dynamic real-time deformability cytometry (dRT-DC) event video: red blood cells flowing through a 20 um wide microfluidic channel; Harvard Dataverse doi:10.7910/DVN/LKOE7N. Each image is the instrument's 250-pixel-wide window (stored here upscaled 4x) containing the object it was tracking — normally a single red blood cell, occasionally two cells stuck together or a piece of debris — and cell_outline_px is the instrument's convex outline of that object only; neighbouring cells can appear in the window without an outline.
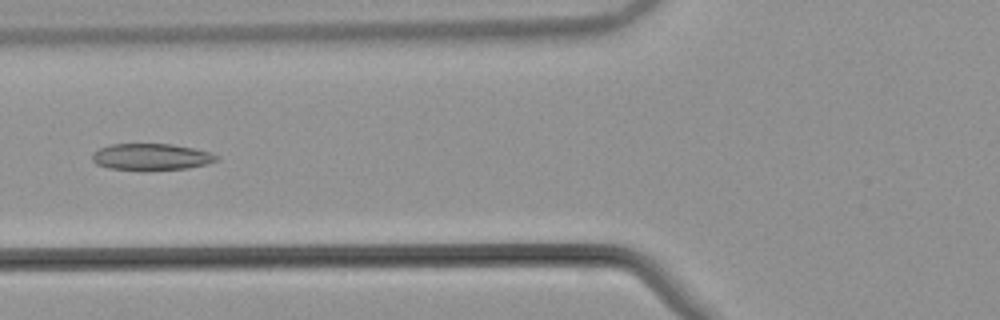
{"species": "common noctule bat (a hibernating species)", "species_latin": "Nyctalus noctula", "temperature_condition": "warm", "stored_images_in_passage": 43, "camera_frame_rate_fps": 3000, "um_per_image_px": 0.085, "animal": {"sex": "male", "body_mass_g": 21.5, "forearm_length_mm": 52.0}, "frame": {"image": 1, "passage_image": 18, "time_ms": 5.667, "image_size_px": [1000, 320], "cell_outline_px": [[220, 156], [216, 160], [204, 164], [188, 168], [144, 172], [108, 168], [96, 164], [92, 160], [92, 152], [100, 148], [112, 144], [172, 144], [192, 148], [208, 152]], "centroid_in_image_um": [12.8, 13.36], "position_along_channel_um": 113.0, "area_um2": 19.59}}
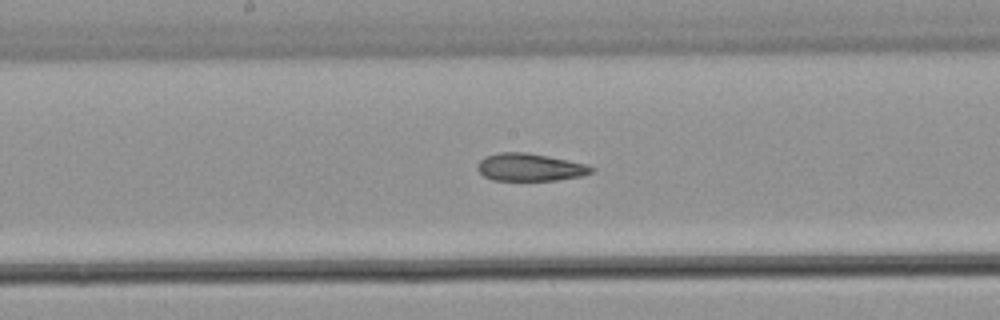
{"frame": {"image": 2, "passage_image": 25, "time_ms": 8.0, "image_size_px": [1000, 320], "cell_outline_px": [[592, 172], [580, 176], [556, 180], [492, 180], [484, 176], [476, 168], [476, 164], [484, 156], [500, 152], [524, 152], [548, 156], [568, 160], [584, 164], [592, 168]], "centroid_in_image_um": [44.96, 14.21], "position_along_channel_um": 203.2, "area_um2": 18.15}}
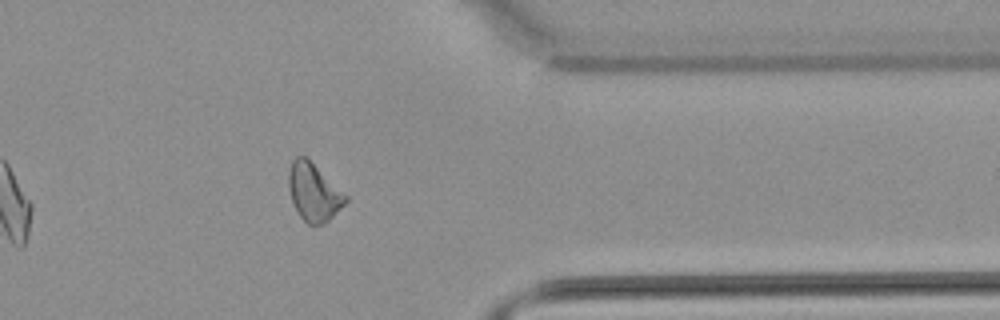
{"frame": {"image": 3, "passage_image": 40, "time_ms": 13.0, "image_size_px": [1000, 320], "cell_outline_px": [[348, 200], [324, 224], [312, 228], [300, 216], [292, 200], [288, 188], [288, 172], [292, 160], [296, 156], [304, 156], [348, 196]], "centroid_in_image_um": [26.65, 16.37], "position_along_channel_um": 384.8, "area_um2": 18.9}, "authors_computed_cell_mechanics": {"area_um2": 19.363, "velocity_mm_per_s": 3.8603, "shape_relaxation_time_tau1_ms": null, "shape_relaxation_time_tau2_ms": 5.0588, "deformation_change_tau1": null, "deformation_change_tau2": 0.1386}}